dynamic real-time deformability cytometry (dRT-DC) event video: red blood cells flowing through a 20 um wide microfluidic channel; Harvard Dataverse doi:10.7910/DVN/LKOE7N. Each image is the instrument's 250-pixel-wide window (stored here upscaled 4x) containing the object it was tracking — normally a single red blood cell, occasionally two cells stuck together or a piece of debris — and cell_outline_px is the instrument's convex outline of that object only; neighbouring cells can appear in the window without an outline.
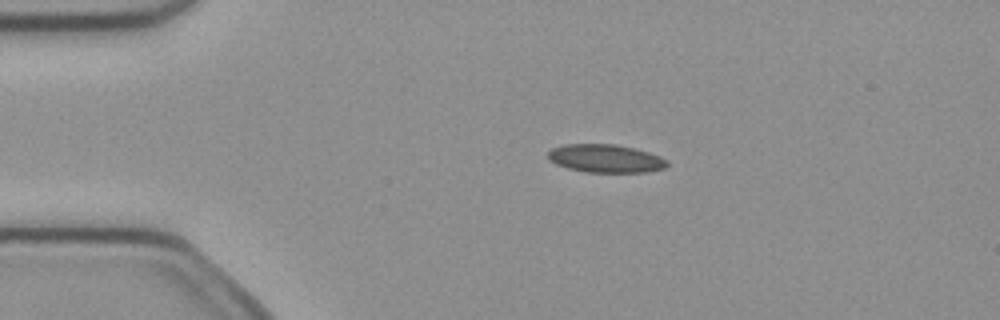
{"species": "common noctule bat (a hibernating species)", "species_latin": "Nyctalus noctula", "temperature_condition": "cold", "stored_images_in_passage": 5, "camera_frame_rate_fps": 3000, "um_per_image_px": 0.085, "animal": {"sex": "female", "body_mass_g": 21.9}, "frame": {"image": 1, "passage_image": 4, "time_ms": 1.0, "image_size_px": [1000, 320], "cell_outline_px": [[668, 164], [664, 168], [648, 172], [584, 172], [568, 168], [556, 164], [548, 160], [548, 152], [552, 148], [564, 144], [616, 144], [636, 148], [660, 156], [668, 160]], "centroid_in_image_um": [51.47, 13.47], "position_along_channel_um": 33.5, "area_um2": 19.71}}